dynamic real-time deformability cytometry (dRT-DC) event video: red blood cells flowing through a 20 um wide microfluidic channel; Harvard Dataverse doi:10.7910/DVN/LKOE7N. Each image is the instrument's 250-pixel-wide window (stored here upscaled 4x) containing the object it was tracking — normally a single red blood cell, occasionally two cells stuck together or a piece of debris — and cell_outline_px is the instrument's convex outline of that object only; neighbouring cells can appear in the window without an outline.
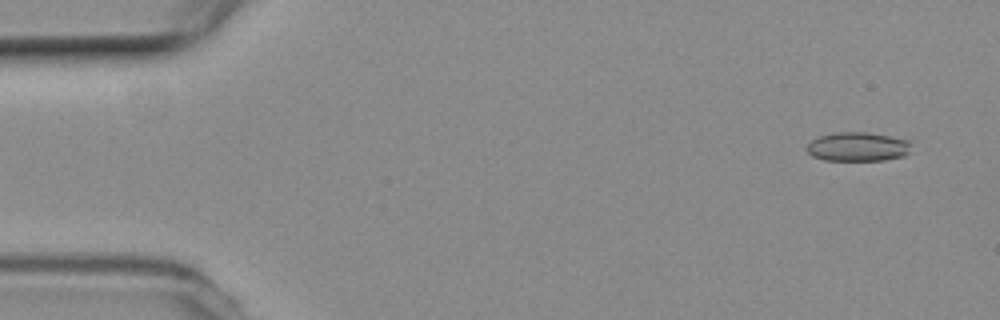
{"species": "common noctule bat (a hibernating species)", "species_latin": "Nyctalus noctula", "temperature_condition": "room temperature", "stored_images_in_passage": 7, "camera_frame_rate_fps": 3000, "um_per_image_px": 0.085, "animal": {"sex": "female", "body_mass_g": 19.3, "forearm_length_mm": 54.1}, "frame": {"image": 1, "passage_image": 4, "time_ms": 1.0, "image_size_px": [1000, 320], "cell_outline_px": [[912, 144], [908, 152], [904, 156], [884, 160], [824, 160], [812, 156], [804, 148], [812, 140], [820, 136], [836, 132], [868, 132], [908, 140]], "centroid_in_image_um": [72.89, 12.47], "position_along_channel_um": 12.1, "area_um2": 17.69}}